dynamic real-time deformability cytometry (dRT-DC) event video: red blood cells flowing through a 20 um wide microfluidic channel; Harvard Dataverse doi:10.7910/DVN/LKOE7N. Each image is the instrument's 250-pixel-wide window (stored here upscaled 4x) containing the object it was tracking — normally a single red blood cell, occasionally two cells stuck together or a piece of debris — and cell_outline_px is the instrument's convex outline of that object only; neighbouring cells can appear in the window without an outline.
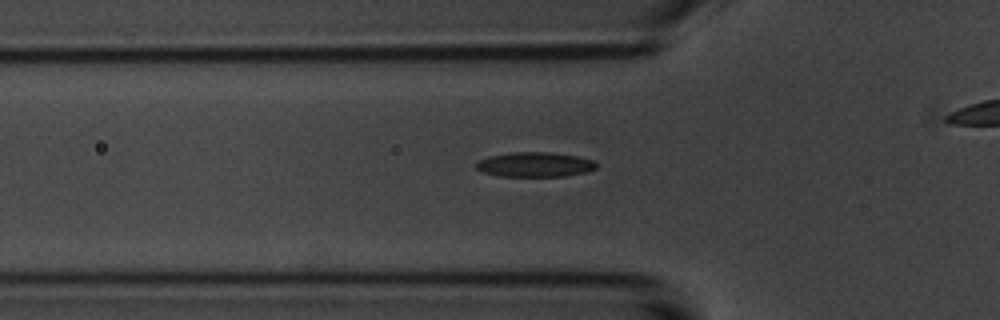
{"species": "common noctule bat (a hibernating species)", "species_latin": "Nyctalus noctula", "temperature_condition": "room temperature", "stored_images_in_passage": 42, "camera_frame_rate_fps": 3000, "um_per_image_px": 0.085, "animal": {"sex": "male", "body_mass_g": 20.1, "forearm_length_mm": 53.5}, "frame": {"image": 1, "passage_image": 14, "time_ms": 4.333, "image_size_px": [1000, 320], "cell_outline_px": [[596, 168], [588, 172], [564, 176], [500, 176], [484, 172], [476, 168], [476, 160], [488, 156], [512, 152], [552, 152], [576, 156], [596, 160]], "centroid_in_image_um": [45.47, 13.98], "position_along_channel_um": 80.3, "area_um2": 17.46}}
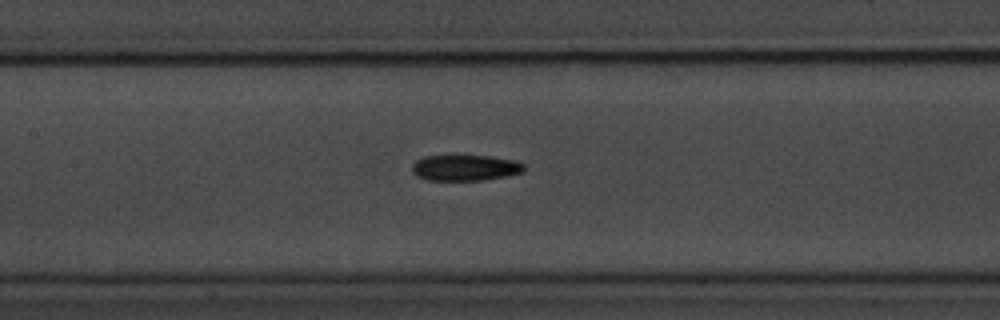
{"frame": {"image": 2, "passage_image": 21, "time_ms": 6.667, "image_size_px": [1000, 320], "cell_outline_px": [[524, 172], [508, 176], [484, 180], [428, 180], [416, 176], [412, 172], [412, 164], [416, 160], [424, 156], [488, 156], [512, 160], [524, 164]], "centroid_in_image_um": [39.52, 14.27], "position_along_channel_um": 167.9, "area_um2": 16.88}}
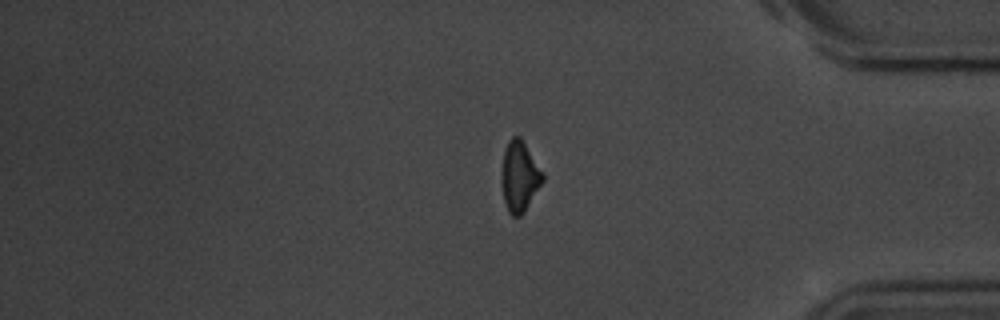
{"frame": {"image": 3, "passage_image": 41, "time_ms": 13.333, "image_size_px": [1000, 320], "cell_outline_px": [[544, 180], [524, 212], [520, 216], [512, 216], [508, 212], [504, 204], [504, 148], [508, 140], [512, 136], [520, 136], [544, 172]], "centroid_in_image_um": [44.21, 14.98], "position_along_channel_um": 391.0, "area_um2": 16.47}}